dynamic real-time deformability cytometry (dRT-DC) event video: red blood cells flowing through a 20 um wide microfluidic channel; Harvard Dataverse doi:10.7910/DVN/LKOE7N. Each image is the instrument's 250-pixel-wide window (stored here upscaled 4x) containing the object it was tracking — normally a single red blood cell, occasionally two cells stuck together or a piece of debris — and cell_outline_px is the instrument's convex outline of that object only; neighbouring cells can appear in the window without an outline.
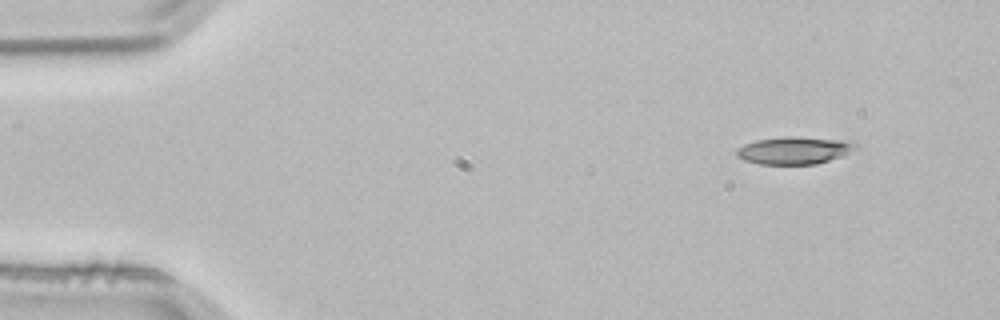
{"species": "common noctule bat (a hibernating species)", "species_latin": "Nyctalus noctula", "temperature_condition": "room temperature", "stored_images_in_passage": 4, "camera_frame_rate_fps": 3000, "um_per_image_px": 0.085, "animal": {"sex": "male", "body_mass_g": 21.5, "forearm_length_mm": 52.0}, "frame": {"image": 1, "passage_image": 4, "time_ms": 1.0, "image_size_px": [1000, 320], "cell_outline_px": [[860, 148], [840, 156], [816, 164], [760, 164], [744, 160], [736, 156], [736, 148], [744, 144], [756, 140], [784, 136], [796, 136], [852, 140]], "centroid_in_image_um": [67.53, 12.76], "position_along_channel_um": 17.5, "area_um2": 19.31}}